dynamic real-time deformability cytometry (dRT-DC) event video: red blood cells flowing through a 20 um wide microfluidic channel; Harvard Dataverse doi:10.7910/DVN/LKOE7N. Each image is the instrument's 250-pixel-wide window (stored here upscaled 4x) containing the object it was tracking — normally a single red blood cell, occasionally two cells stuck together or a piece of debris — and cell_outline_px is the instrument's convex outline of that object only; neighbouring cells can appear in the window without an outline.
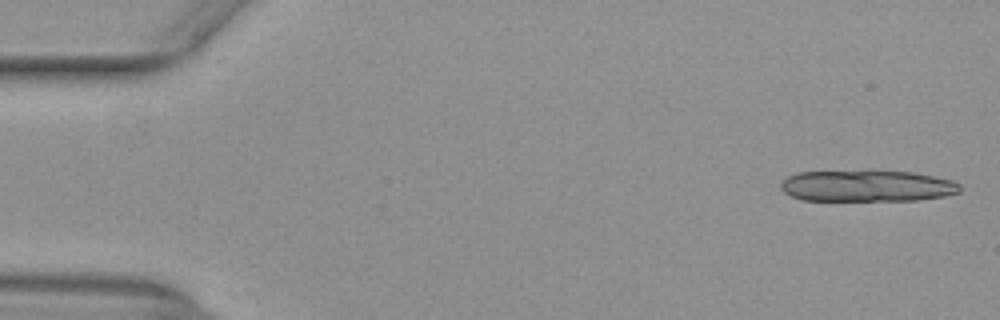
{"species": "common noctule bat (a hibernating species)", "species_latin": "Nyctalus noctula", "temperature_condition": "warm", "stored_images_in_passage": 14, "camera_frame_rate_fps": 3000, "um_per_image_px": 0.085, "animal": {"sex": "female", "body_mass_g": 29.2, "forearm_length_mm": 56.3}, "frame": {"image": 1, "passage_image": 2, "time_ms": 0.333, "image_size_px": [1000, 320], "cell_outline_px": [[960, 192], [944, 196], [920, 200], [800, 200], [784, 192], [780, 188], [780, 184], [788, 176], [796, 172], [868, 168], [912, 172], [952, 180], [960, 184]], "centroid_in_image_um": [73.66, 15.76], "position_along_channel_um": 11.3, "area_um2": 33.99}}